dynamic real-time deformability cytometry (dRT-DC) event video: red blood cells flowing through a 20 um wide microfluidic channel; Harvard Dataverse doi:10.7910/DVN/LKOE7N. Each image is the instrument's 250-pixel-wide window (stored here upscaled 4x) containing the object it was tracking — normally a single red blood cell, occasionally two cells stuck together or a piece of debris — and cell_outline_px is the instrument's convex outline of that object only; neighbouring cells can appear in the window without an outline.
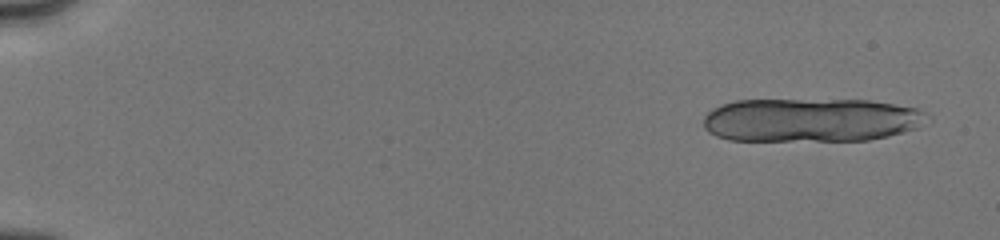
{"species": "human", "species_latin": "Homo sapiens", "temperature_condition": "cold", "stored_images_in_passage": 11, "segment_of_instrument_passage": [1, 2], "camera_frame_rate_fps": 3000, "um_per_image_px": 0.085, "donor": {"sex": "male"}, "frame": {"image": 1, "passage_image": 2, "time_ms": 0.667, "image_size_px": [1000, 240], "cell_outline_px": [[932, 120], [916, 128], [904, 132], [888, 136], [868, 140], [728, 140], [716, 136], [708, 132], [704, 128], [704, 116], [712, 108], [720, 104], [736, 100], [868, 100], [916, 108], [928, 112], [932, 116]], "centroid_in_image_um": [68.97, 10.19], "position_along_channel_um": 16.0, "area_um2": 57.45}}